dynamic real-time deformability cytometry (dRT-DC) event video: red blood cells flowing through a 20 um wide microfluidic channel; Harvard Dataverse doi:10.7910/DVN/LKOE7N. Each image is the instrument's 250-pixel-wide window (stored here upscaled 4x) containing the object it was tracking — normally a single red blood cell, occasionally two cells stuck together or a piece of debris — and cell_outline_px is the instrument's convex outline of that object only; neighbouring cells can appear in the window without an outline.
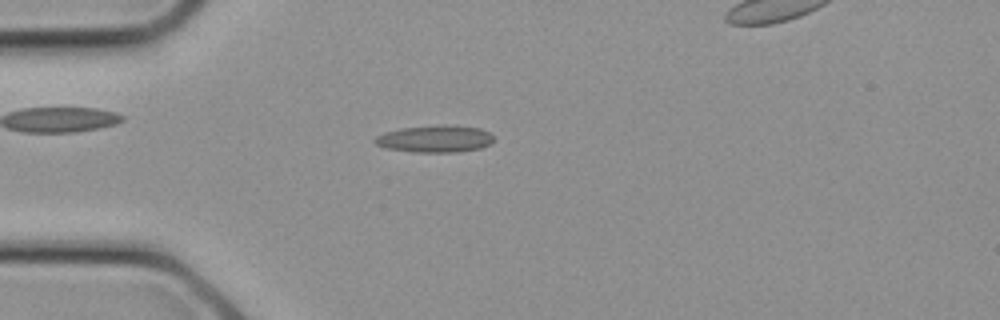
{"species": "common noctule bat (a hibernating species)", "species_latin": "Nyctalus noctula", "temperature_condition": "cold", "stored_images_in_passage": 16, "camera_frame_rate_fps": 3000, "um_per_image_px": 0.085, "animal": {"sex": "female", "body_mass_g": 21.9}, "frame": {"image": 1, "passage_image": 7, "time_ms": 2.0, "image_size_px": [1000, 320], "cell_outline_px": [[496, 140], [480, 148], [456, 152], [412, 152], [388, 148], [376, 144], [372, 140], [376, 136], [384, 132], [400, 128], [448, 124], [480, 128], [488, 132]], "centroid_in_image_um": [36.97, 11.79], "position_along_channel_um": 48.0, "area_um2": 18.79}}
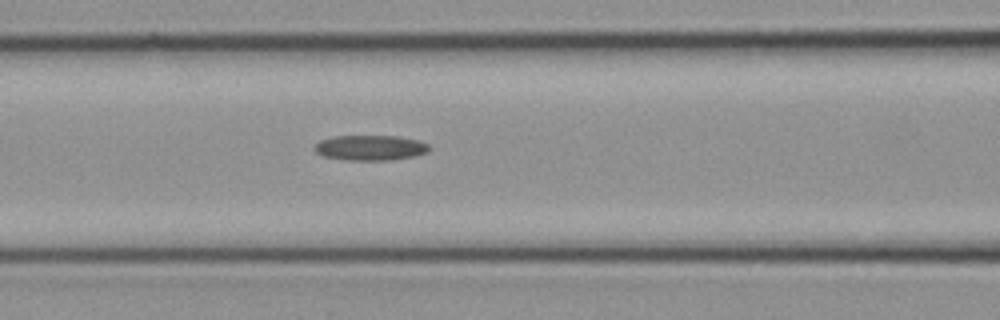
{"frame": {"image": 2, "passage_image": 11, "time_ms": 3.333, "image_size_px": [1000, 320], "cell_outline_px": [[432, 148], [428, 152], [416, 156], [392, 160], [348, 160], [320, 156], [312, 148], [320, 140], [332, 136], [400, 136], [420, 140], [428, 144]], "centroid_in_image_um": [31.5, 12.56], "position_along_channel_um": 135.1, "area_um2": 17.22}}
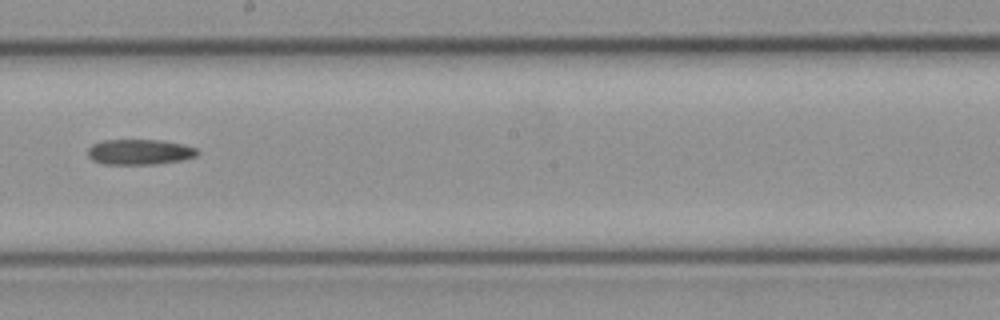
{"frame": {"image": 3, "passage_image": 15, "time_ms": 4.667, "image_size_px": [1000, 320], "cell_outline_px": [[200, 152], [196, 156], [180, 160], [156, 164], [104, 164], [92, 160], [88, 156], [88, 148], [92, 144], [100, 140], [160, 140], [180, 144], [196, 148]], "centroid_in_image_um": [11.83, 12.91], "position_along_channel_um": 236.4, "area_um2": 16.18}}